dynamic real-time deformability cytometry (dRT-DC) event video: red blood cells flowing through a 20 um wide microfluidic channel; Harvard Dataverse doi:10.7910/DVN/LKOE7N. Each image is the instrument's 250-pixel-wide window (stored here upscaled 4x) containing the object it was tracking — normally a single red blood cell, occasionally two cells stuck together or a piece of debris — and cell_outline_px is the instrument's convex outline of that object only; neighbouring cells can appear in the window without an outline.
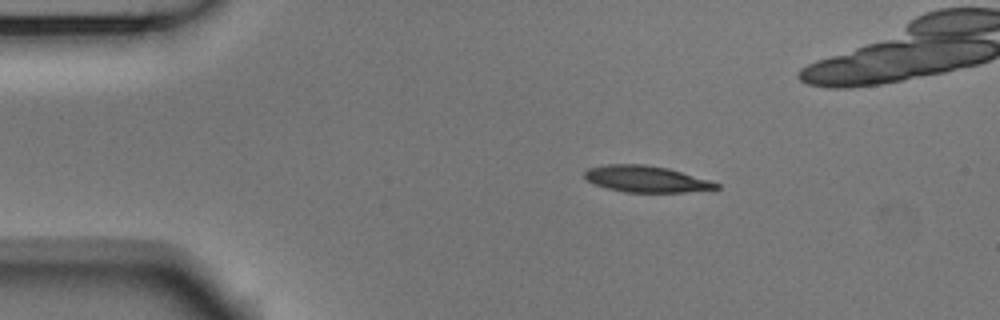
{"species": "Egyptian fruit bat (a non-hibernating species)", "species_latin": "Rousettus aegyptiacus", "temperature_condition": "room temperature", "stored_images_in_passage": 46, "camera_frame_rate_fps": 3000, "um_per_image_px": 0.085, "animal": {"sex": "male"}, "frame": {"image": 1, "passage_image": 1, "time_ms": 0.0, "image_size_px": [1000, 320], "cell_outline_px": [[720, 188], [684, 192], [624, 192], [608, 188], [596, 184], [588, 180], [584, 176], [584, 172], [588, 168], [608, 164], [644, 164], [668, 168], [708, 180], [720, 184]], "centroid_in_image_um": [54.91, 15.21], "position_along_channel_um": 30.1, "area_um2": 20.0}}
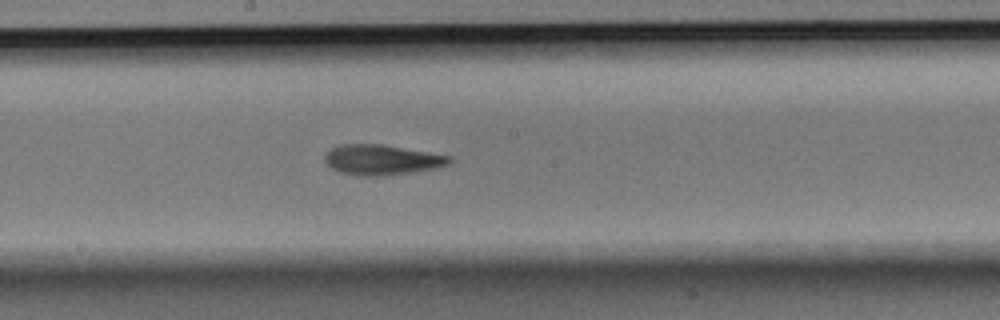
{"frame": {"image": 2, "passage_image": 20, "time_ms": 6.333, "image_size_px": [1000, 320], "cell_outline_px": [[452, 160], [448, 164], [436, 168], [408, 172], [376, 176], [360, 176], [340, 172], [332, 168], [324, 160], [324, 156], [332, 148], [340, 144], [380, 144], [452, 156]], "centroid_in_image_um": [32.44, 13.57], "position_along_channel_um": 215.8, "area_um2": 21.62}}
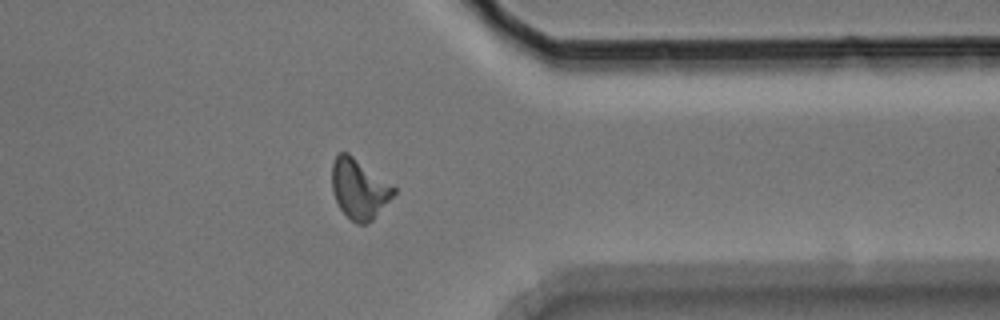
{"frame": {"image": 3, "passage_image": 34, "time_ms": 11.0, "image_size_px": [1000, 320], "cell_outline_px": [[396, 192], [372, 220], [364, 224], [356, 224], [340, 208], [336, 200], [332, 188], [332, 164], [336, 152], [348, 152], [396, 188]], "centroid_in_image_um": [30.51, 16.03], "position_along_channel_um": 380.9, "area_um2": 21.27}, "authors_computed_cell_mechanics": {"area_um2": 20.8947, "velocity_mm_per_s": 3.7213, "shape_relaxation_time_tau1_ms": 6.2464, "shape_relaxation_time_tau2_ms": 4.424, "deformation_change_tau1": 0.1843, "deformation_change_tau2": 0.1358}}